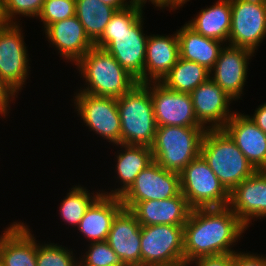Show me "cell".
<instances>
[{
  "label": "cell",
  "mask_w": 266,
  "mask_h": 266,
  "mask_svg": "<svg viewBox=\"0 0 266 266\" xmlns=\"http://www.w3.org/2000/svg\"><path fill=\"white\" fill-rule=\"evenodd\" d=\"M266 37V0H231L228 44L255 52Z\"/></svg>",
  "instance_id": "9c48e42d"
},
{
  "label": "cell",
  "mask_w": 266,
  "mask_h": 266,
  "mask_svg": "<svg viewBox=\"0 0 266 266\" xmlns=\"http://www.w3.org/2000/svg\"><path fill=\"white\" fill-rule=\"evenodd\" d=\"M0 266H4V264H3L2 260H1V258H0Z\"/></svg>",
  "instance_id": "b9f144b4"
},
{
  "label": "cell",
  "mask_w": 266,
  "mask_h": 266,
  "mask_svg": "<svg viewBox=\"0 0 266 266\" xmlns=\"http://www.w3.org/2000/svg\"><path fill=\"white\" fill-rule=\"evenodd\" d=\"M91 194L80 185L71 188L60 204V215L63 221L74 225V228L78 226L87 209L102 193L99 191Z\"/></svg>",
  "instance_id": "f1b7e54d"
},
{
  "label": "cell",
  "mask_w": 266,
  "mask_h": 266,
  "mask_svg": "<svg viewBox=\"0 0 266 266\" xmlns=\"http://www.w3.org/2000/svg\"><path fill=\"white\" fill-rule=\"evenodd\" d=\"M180 57L177 32L172 36L150 35L146 43L144 83L160 82Z\"/></svg>",
  "instance_id": "7402d4cb"
},
{
  "label": "cell",
  "mask_w": 266,
  "mask_h": 266,
  "mask_svg": "<svg viewBox=\"0 0 266 266\" xmlns=\"http://www.w3.org/2000/svg\"><path fill=\"white\" fill-rule=\"evenodd\" d=\"M121 120V144L152 147L157 124L150 89L136 83L127 93L117 98Z\"/></svg>",
  "instance_id": "5b68a950"
},
{
  "label": "cell",
  "mask_w": 266,
  "mask_h": 266,
  "mask_svg": "<svg viewBox=\"0 0 266 266\" xmlns=\"http://www.w3.org/2000/svg\"><path fill=\"white\" fill-rule=\"evenodd\" d=\"M253 53L255 52L244 47L224 46L214 67L210 70V79L219 85L234 101L240 99L241 94H243L248 61L250 57L254 56Z\"/></svg>",
  "instance_id": "5bb4252c"
},
{
  "label": "cell",
  "mask_w": 266,
  "mask_h": 266,
  "mask_svg": "<svg viewBox=\"0 0 266 266\" xmlns=\"http://www.w3.org/2000/svg\"><path fill=\"white\" fill-rule=\"evenodd\" d=\"M102 3L112 6L116 8L117 10L126 8L129 6V3L126 2V0H100Z\"/></svg>",
  "instance_id": "ab89813d"
},
{
  "label": "cell",
  "mask_w": 266,
  "mask_h": 266,
  "mask_svg": "<svg viewBox=\"0 0 266 266\" xmlns=\"http://www.w3.org/2000/svg\"><path fill=\"white\" fill-rule=\"evenodd\" d=\"M76 0H45L38 15L44 30L57 21L75 16Z\"/></svg>",
  "instance_id": "1f68e13d"
},
{
  "label": "cell",
  "mask_w": 266,
  "mask_h": 266,
  "mask_svg": "<svg viewBox=\"0 0 266 266\" xmlns=\"http://www.w3.org/2000/svg\"><path fill=\"white\" fill-rule=\"evenodd\" d=\"M200 155L229 192L257 171L223 129L206 130Z\"/></svg>",
  "instance_id": "277c9868"
},
{
  "label": "cell",
  "mask_w": 266,
  "mask_h": 266,
  "mask_svg": "<svg viewBox=\"0 0 266 266\" xmlns=\"http://www.w3.org/2000/svg\"><path fill=\"white\" fill-rule=\"evenodd\" d=\"M258 170H266V133L248 115L234 113L222 128Z\"/></svg>",
  "instance_id": "ac0fdd59"
},
{
  "label": "cell",
  "mask_w": 266,
  "mask_h": 266,
  "mask_svg": "<svg viewBox=\"0 0 266 266\" xmlns=\"http://www.w3.org/2000/svg\"><path fill=\"white\" fill-rule=\"evenodd\" d=\"M177 36L180 58L196 62L208 70L214 67L219 53L224 47L222 41L200 35L187 23L177 30Z\"/></svg>",
  "instance_id": "cb8c5ba5"
},
{
  "label": "cell",
  "mask_w": 266,
  "mask_h": 266,
  "mask_svg": "<svg viewBox=\"0 0 266 266\" xmlns=\"http://www.w3.org/2000/svg\"><path fill=\"white\" fill-rule=\"evenodd\" d=\"M248 116L264 133H266V103L258 106L253 116Z\"/></svg>",
  "instance_id": "8d00e7d4"
},
{
  "label": "cell",
  "mask_w": 266,
  "mask_h": 266,
  "mask_svg": "<svg viewBox=\"0 0 266 266\" xmlns=\"http://www.w3.org/2000/svg\"><path fill=\"white\" fill-rule=\"evenodd\" d=\"M228 207L248 228L254 217H266V170H258L230 192Z\"/></svg>",
  "instance_id": "e0dca14e"
},
{
  "label": "cell",
  "mask_w": 266,
  "mask_h": 266,
  "mask_svg": "<svg viewBox=\"0 0 266 266\" xmlns=\"http://www.w3.org/2000/svg\"><path fill=\"white\" fill-rule=\"evenodd\" d=\"M141 265L184 266V227L141 226Z\"/></svg>",
  "instance_id": "ba28073f"
},
{
  "label": "cell",
  "mask_w": 266,
  "mask_h": 266,
  "mask_svg": "<svg viewBox=\"0 0 266 266\" xmlns=\"http://www.w3.org/2000/svg\"><path fill=\"white\" fill-rule=\"evenodd\" d=\"M190 95L196 118L207 129H222L235 113L229 111L234 99L210 78Z\"/></svg>",
  "instance_id": "9a60e30c"
},
{
  "label": "cell",
  "mask_w": 266,
  "mask_h": 266,
  "mask_svg": "<svg viewBox=\"0 0 266 266\" xmlns=\"http://www.w3.org/2000/svg\"><path fill=\"white\" fill-rule=\"evenodd\" d=\"M210 78V70L205 66L179 57L175 66L160 81L166 88L191 93L201 83Z\"/></svg>",
  "instance_id": "4316f807"
},
{
  "label": "cell",
  "mask_w": 266,
  "mask_h": 266,
  "mask_svg": "<svg viewBox=\"0 0 266 266\" xmlns=\"http://www.w3.org/2000/svg\"><path fill=\"white\" fill-rule=\"evenodd\" d=\"M179 175L181 193L192 209L228 206L230 192L201 155L192 160Z\"/></svg>",
  "instance_id": "52a82bcc"
},
{
  "label": "cell",
  "mask_w": 266,
  "mask_h": 266,
  "mask_svg": "<svg viewBox=\"0 0 266 266\" xmlns=\"http://www.w3.org/2000/svg\"><path fill=\"white\" fill-rule=\"evenodd\" d=\"M106 242L124 266L141 265V225L129 209L114 217Z\"/></svg>",
  "instance_id": "2e32d148"
},
{
  "label": "cell",
  "mask_w": 266,
  "mask_h": 266,
  "mask_svg": "<svg viewBox=\"0 0 266 266\" xmlns=\"http://www.w3.org/2000/svg\"><path fill=\"white\" fill-rule=\"evenodd\" d=\"M123 208L122 201L117 196L101 194L87 209L77 226L79 232L92 242L107 240L112 221Z\"/></svg>",
  "instance_id": "603a6c76"
},
{
  "label": "cell",
  "mask_w": 266,
  "mask_h": 266,
  "mask_svg": "<svg viewBox=\"0 0 266 266\" xmlns=\"http://www.w3.org/2000/svg\"><path fill=\"white\" fill-rule=\"evenodd\" d=\"M184 227V266L211 255L236 253L232 245L247 227L228 207L194 208Z\"/></svg>",
  "instance_id": "6da1fadb"
},
{
  "label": "cell",
  "mask_w": 266,
  "mask_h": 266,
  "mask_svg": "<svg viewBox=\"0 0 266 266\" xmlns=\"http://www.w3.org/2000/svg\"><path fill=\"white\" fill-rule=\"evenodd\" d=\"M117 157L116 172L117 179L122 183L119 188L111 190L110 193L103 192L107 196L120 197L134 182L136 176L153 162L152 149L147 146L120 144Z\"/></svg>",
  "instance_id": "d4e9b609"
},
{
  "label": "cell",
  "mask_w": 266,
  "mask_h": 266,
  "mask_svg": "<svg viewBox=\"0 0 266 266\" xmlns=\"http://www.w3.org/2000/svg\"><path fill=\"white\" fill-rule=\"evenodd\" d=\"M234 266H266V257L244 252L234 253Z\"/></svg>",
  "instance_id": "e575fe53"
},
{
  "label": "cell",
  "mask_w": 266,
  "mask_h": 266,
  "mask_svg": "<svg viewBox=\"0 0 266 266\" xmlns=\"http://www.w3.org/2000/svg\"><path fill=\"white\" fill-rule=\"evenodd\" d=\"M145 84L150 89L157 126L204 127L196 118L190 93L170 90L160 82Z\"/></svg>",
  "instance_id": "4fadbf2b"
},
{
  "label": "cell",
  "mask_w": 266,
  "mask_h": 266,
  "mask_svg": "<svg viewBox=\"0 0 266 266\" xmlns=\"http://www.w3.org/2000/svg\"><path fill=\"white\" fill-rule=\"evenodd\" d=\"M37 241L28 226L13 222L0 235V258L4 266H37Z\"/></svg>",
  "instance_id": "44dd1931"
},
{
  "label": "cell",
  "mask_w": 266,
  "mask_h": 266,
  "mask_svg": "<svg viewBox=\"0 0 266 266\" xmlns=\"http://www.w3.org/2000/svg\"><path fill=\"white\" fill-rule=\"evenodd\" d=\"M20 28L17 23H6L0 27V77L17 94L24 87L30 68Z\"/></svg>",
  "instance_id": "7c38bea8"
},
{
  "label": "cell",
  "mask_w": 266,
  "mask_h": 266,
  "mask_svg": "<svg viewBox=\"0 0 266 266\" xmlns=\"http://www.w3.org/2000/svg\"><path fill=\"white\" fill-rule=\"evenodd\" d=\"M73 256V250L67 247L50 244L37 243V266H77L78 259Z\"/></svg>",
  "instance_id": "f546056e"
},
{
  "label": "cell",
  "mask_w": 266,
  "mask_h": 266,
  "mask_svg": "<svg viewBox=\"0 0 266 266\" xmlns=\"http://www.w3.org/2000/svg\"><path fill=\"white\" fill-rule=\"evenodd\" d=\"M193 263L196 266H234V253L199 257L192 260L187 266Z\"/></svg>",
  "instance_id": "836d02e7"
},
{
  "label": "cell",
  "mask_w": 266,
  "mask_h": 266,
  "mask_svg": "<svg viewBox=\"0 0 266 266\" xmlns=\"http://www.w3.org/2000/svg\"><path fill=\"white\" fill-rule=\"evenodd\" d=\"M116 11V8L100 0H76L75 15L93 43L102 36L106 25Z\"/></svg>",
  "instance_id": "83f0119b"
},
{
  "label": "cell",
  "mask_w": 266,
  "mask_h": 266,
  "mask_svg": "<svg viewBox=\"0 0 266 266\" xmlns=\"http://www.w3.org/2000/svg\"><path fill=\"white\" fill-rule=\"evenodd\" d=\"M127 2V0H126ZM147 0H129V5H134L143 8L146 4ZM148 2H151L154 6L158 7V9H164L166 8L159 0H149Z\"/></svg>",
  "instance_id": "74e56055"
},
{
  "label": "cell",
  "mask_w": 266,
  "mask_h": 266,
  "mask_svg": "<svg viewBox=\"0 0 266 266\" xmlns=\"http://www.w3.org/2000/svg\"><path fill=\"white\" fill-rule=\"evenodd\" d=\"M180 193V175L153 161L136 176L132 185L119 198L123 208L130 210L137 202L165 200Z\"/></svg>",
  "instance_id": "30bf717a"
},
{
  "label": "cell",
  "mask_w": 266,
  "mask_h": 266,
  "mask_svg": "<svg viewBox=\"0 0 266 266\" xmlns=\"http://www.w3.org/2000/svg\"><path fill=\"white\" fill-rule=\"evenodd\" d=\"M75 108L90 131L117 146L121 144V120L117 99L78 92L74 96Z\"/></svg>",
  "instance_id": "8fae6325"
},
{
  "label": "cell",
  "mask_w": 266,
  "mask_h": 266,
  "mask_svg": "<svg viewBox=\"0 0 266 266\" xmlns=\"http://www.w3.org/2000/svg\"><path fill=\"white\" fill-rule=\"evenodd\" d=\"M88 248L77 266H124L106 241L92 242Z\"/></svg>",
  "instance_id": "4dcf8cb0"
},
{
  "label": "cell",
  "mask_w": 266,
  "mask_h": 266,
  "mask_svg": "<svg viewBox=\"0 0 266 266\" xmlns=\"http://www.w3.org/2000/svg\"><path fill=\"white\" fill-rule=\"evenodd\" d=\"M45 35L62 58L75 64L94 47L76 15L50 24Z\"/></svg>",
  "instance_id": "d6986e66"
},
{
  "label": "cell",
  "mask_w": 266,
  "mask_h": 266,
  "mask_svg": "<svg viewBox=\"0 0 266 266\" xmlns=\"http://www.w3.org/2000/svg\"><path fill=\"white\" fill-rule=\"evenodd\" d=\"M44 1L45 0H2V11L6 23H16L17 21H13L16 15L38 18Z\"/></svg>",
  "instance_id": "d6a6232c"
},
{
  "label": "cell",
  "mask_w": 266,
  "mask_h": 266,
  "mask_svg": "<svg viewBox=\"0 0 266 266\" xmlns=\"http://www.w3.org/2000/svg\"><path fill=\"white\" fill-rule=\"evenodd\" d=\"M165 7L171 8V10H175L177 8L182 7L187 1L190 0H159Z\"/></svg>",
  "instance_id": "f35d334b"
},
{
  "label": "cell",
  "mask_w": 266,
  "mask_h": 266,
  "mask_svg": "<svg viewBox=\"0 0 266 266\" xmlns=\"http://www.w3.org/2000/svg\"><path fill=\"white\" fill-rule=\"evenodd\" d=\"M143 10L129 5L117 10L94 46L108 51L139 83H144L148 36L143 32Z\"/></svg>",
  "instance_id": "7a4b0ae2"
},
{
  "label": "cell",
  "mask_w": 266,
  "mask_h": 266,
  "mask_svg": "<svg viewBox=\"0 0 266 266\" xmlns=\"http://www.w3.org/2000/svg\"><path fill=\"white\" fill-rule=\"evenodd\" d=\"M206 127L157 126L151 147L153 161L164 169L180 173L200 156Z\"/></svg>",
  "instance_id": "8992f818"
},
{
  "label": "cell",
  "mask_w": 266,
  "mask_h": 266,
  "mask_svg": "<svg viewBox=\"0 0 266 266\" xmlns=\"http://www.w3.org/2000/svg\"><path fill=\"white\" fill-rule=\"evenodd\" d=\"M204 37L228 42L231 27V0H218L214 5L202 9L187 23Z\"/></svg>",
  "instance_id": "484cf974"
},
{
  "label": "cell",
  "mask_w": 266,
  "mask_h": 266,
  "mask_svg": "<svg viewBox=\"0 0 266 266\" xmlns=\"http://www.w3.org/2000/svg\"><path fill=\"white\" fill-rule=\"evenodd\" d=\"M75 65L87 85L80 92L117 99L138 83L103 48L94 46Z\"/></svg>",
  "instance_id": "3957f363"
},
{
  "label": "cell",
  "mask_w": 266,
  "mask_h": 266,
  "mask_svg": "<svg viewBox=\"0 0 266 266\" xmlns=\"http://www.w3.org/2000/svg\"><path fill=\"white\" fill-rule=\"evenodd\" d=\"M191 210L182 193L165 200L137 202L130 209L141 226H184Z\"/></svg>",
  "instance_id": "ffe728a7"
},
{
  "label": "cell",
  "mask_w": 266,
  "mask_h": 266,
  "mask_svg": "<svg viewBox=\"0 0 266 266\" xmlns=\"http://www.w3.org/2000/svg\"><path fill=\"white\" fill-rule=\"evenodd\" d=\"M6 21L3 16V11H2V0H0V27L5 25Z\"/></svg>",
  "instance_id": "60d3db41"
},
{
  "label": "cell",
  "mask_w": 266,
  "mask_h": 266,
  "mask_svg": "<svg viewBox=\"0 0 266 266\" xmlns=\"http://www.w3.org/2000/svg\"><path fill=\"white\" fill-rule=\"evenodd\" d=\"M16 92L0 77V115L8 116L10 101L15 98ZM10 98L13 100H10Z\"/></svg>",
  "instance_id": "d590c367"
}]
</instances>
